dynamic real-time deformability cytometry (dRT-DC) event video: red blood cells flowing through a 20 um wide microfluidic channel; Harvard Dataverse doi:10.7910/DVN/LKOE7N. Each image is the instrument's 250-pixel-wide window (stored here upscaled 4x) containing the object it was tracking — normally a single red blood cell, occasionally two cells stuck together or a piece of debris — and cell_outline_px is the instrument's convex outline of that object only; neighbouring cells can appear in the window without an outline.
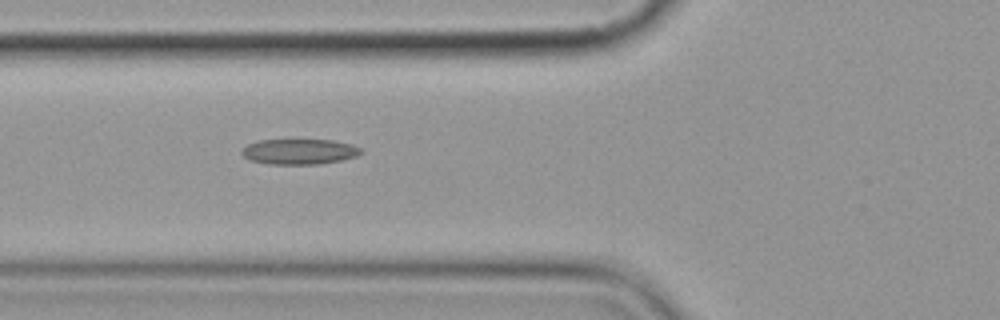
{"species": "common noctule bat (a hibernating species)", "species_latin": "Nyctalus noctula", "temperature_condition": "cold", "stored_images_in_passage": 10, "camera_frame_rate_fps": 3000, "um_per_image_px": 0.085, "animal": {"sex": "female", "body_mass_g": 19.9}, "frame": {"image": 1, "passage_image": 6, "time_ms": 5.667, "image_size_px": [1000, 320], "cell_outline_px": [[364, 152], [356, 156], [340, 160], [320, 164], [268, 164], [248, 160], [240, 152], [248, 144], [256, 140], [332, 140], [352, 144], [360, 148]], "centroid_in_image_um": [25.43, 12.89], "position_along_channel_um": 100.4, "area_um2": 17.69}}
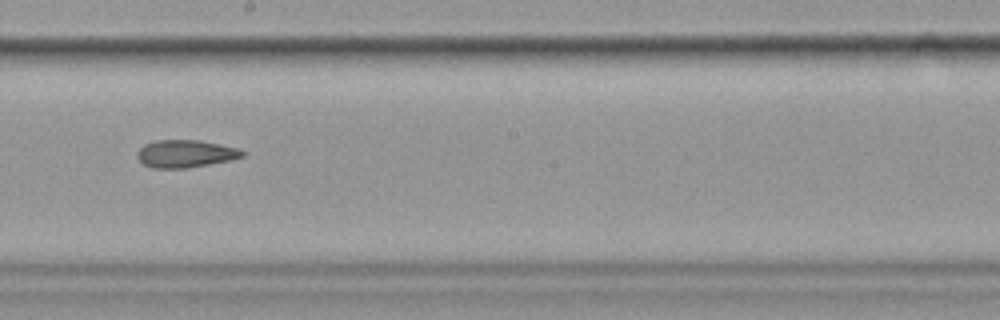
{"frame": {"image": 2, "passage_image": 9, "time_ms": 9.333, "image_size_px": [1000, 320], "cell_outline_px": [[244, 156], [232, 160], [188, 168], [152, 168], [144, 164], [136, 156], [136, 152], [144, 144], [156, 140], [200, 140], [240, 148], [244, 152]], "centroid_in_image_um": [15.78, 13.06], "position_along_channel_um": 232.4, "area_um2": 17.05}}
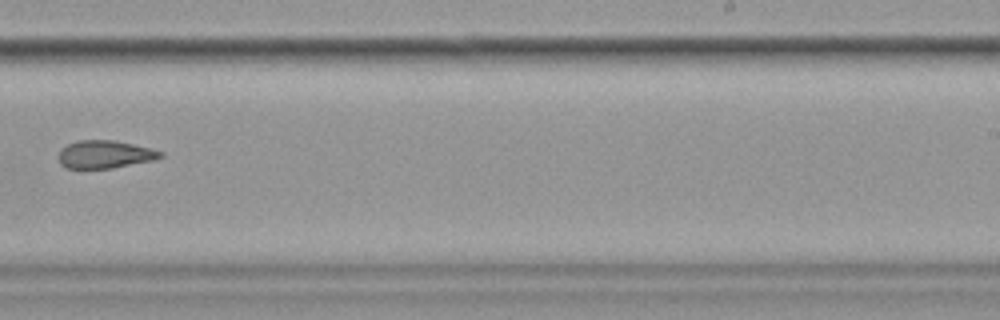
{"frame": {"image": 3, "passage_image": 10, "time_ms": 10.667, "image_size_px": [1000, 320], "cell_outline_px": [[164, 156], [152, 160], [112, 168], [64, 168], [60, 164], [60, 148], [68, 144], [80, 140], [112, 140], [152, 148], [164, 152]], "centroid_in_image_um": [8.92, 13.12], "position_along_channel_um": 280.1, "area_um2": 16.42}}